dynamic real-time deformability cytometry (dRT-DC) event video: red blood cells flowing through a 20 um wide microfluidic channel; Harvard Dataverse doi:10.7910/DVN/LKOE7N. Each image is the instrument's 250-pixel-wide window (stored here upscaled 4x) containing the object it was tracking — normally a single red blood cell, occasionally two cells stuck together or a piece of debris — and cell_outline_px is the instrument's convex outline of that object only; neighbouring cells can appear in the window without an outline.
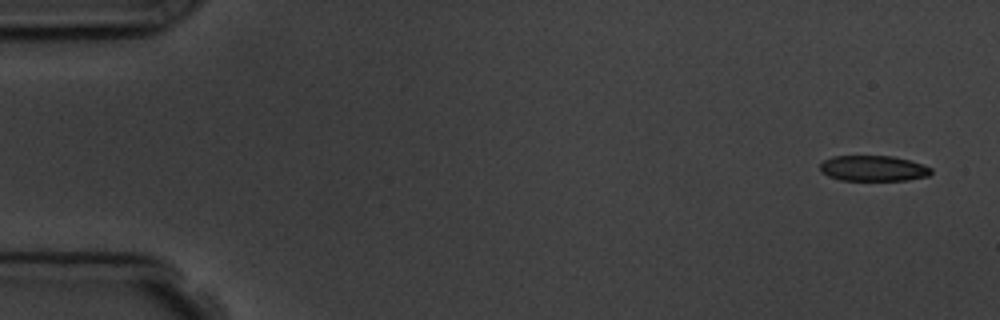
{"species": "common noctule bat (a hibernating species)", "species_latin": "Nyctalus noctula", "temperature_condition": "room temperature", "stored_images_in_passage": 5, "camera_frame_rate_fps": 3000, "um_per_image_px": 0.085, "animal": {"sex": "male", "body_mass_g": 19.5, "forearm_length_mm": 54.6}, "frame": {"image": 1, "passage_image": 1, "time_ms": 0.0, "image_size_px": [1000, 320], "cell_outline_px": [[932, 172], [928, 176], [908, 180], [840, 180], [828, 176], [820, 172], [820, 164], [824, 160], [832, 156], [892, 156], [908, 160], [932, 168]], "centroid_in_image_um": [74.19, 14.31], "position_along_channel_um": 10.8, "area_um2": 16.53}}
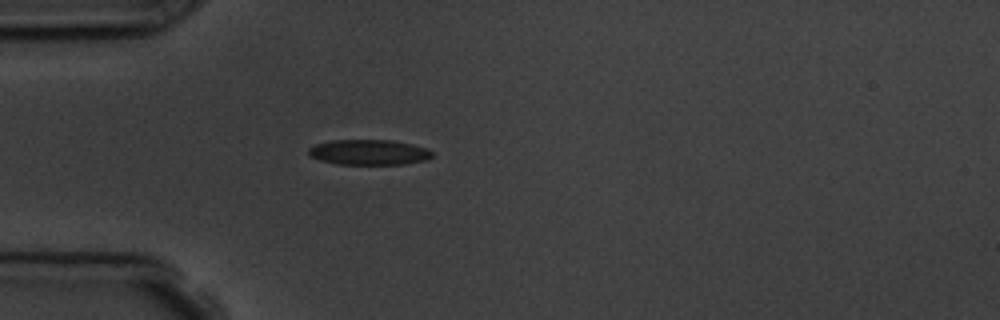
{"frame": {"image": 2, "passage_image": 5, "time_ms": 4.333, "image_size_px": [1000, 320], "cell_outline_px": [[432, 156], [428, 160], [404, 164], [336, 164], [320, 160], [312, 156], [308, 152], [308, 148], [316, 144], [332, 140], [392, 140], [412, 144], [428, 148], [432, 152]], "centroid_in_image_um": [31.39, 12.94], "position_along_channel_um": 53.6, "area_um2": 18.26}}